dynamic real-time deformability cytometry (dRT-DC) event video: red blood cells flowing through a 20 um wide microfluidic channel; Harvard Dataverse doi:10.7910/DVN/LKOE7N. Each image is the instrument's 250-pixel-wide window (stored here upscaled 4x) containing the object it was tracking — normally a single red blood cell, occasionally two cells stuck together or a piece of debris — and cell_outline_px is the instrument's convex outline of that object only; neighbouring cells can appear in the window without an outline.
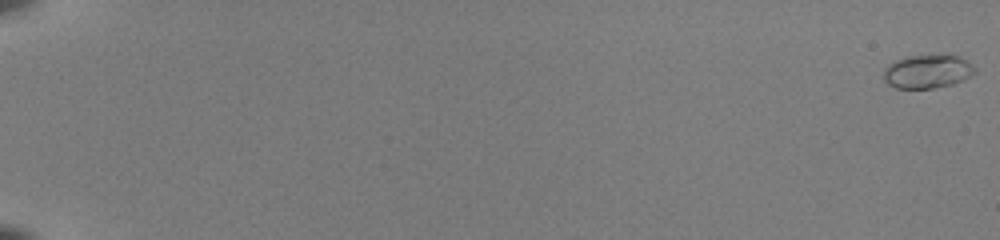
{"species": "common noctule bat (a hibernating species)", "species_latin": "Nyctalus noctula", "temperature_condition": "room temperature", "stored_images_in_passage": 53, "camera_frame_rate_fps": 3000, "um_per_image_px": 0.085, "animal": {"sex": "female", "body_mass_g": 22.0, "forearm_length_mm": 56.7}, "frame": {"image": 1, "passage_image": 1, "time_ms": 0.0, "image_size_px": [1000, 240], "cell_outline_px": [[976, 72], [964, 80], [952, 84], [932, 88], [896, 88], [888, 84], [884, 80], [884, 68], [888, 64], [904, 56], [956, 56], [964, 60], [976, 68]], "centroid_in_image_um": [78.8, 6.09], "position_along_channel_um": 6.2, "area_um2": 17.57}}
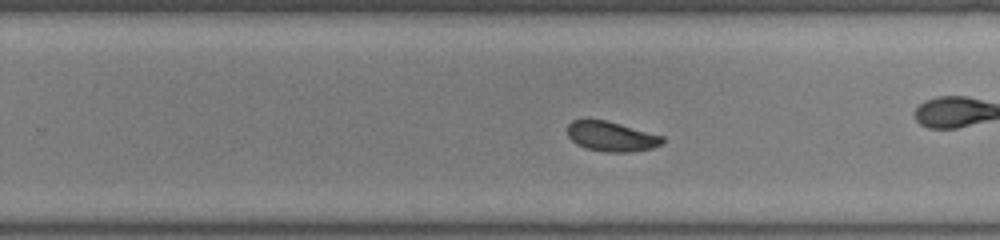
{"frame": {"image": 2, "passage_image": 36, "time_ms": 11.667, "image_size_px": [1000, 240], "cell_outline_px": [[664, 144], [652, 148], [632, 152], [604, 152], [584, 148], [576, 144], [568, 136], [568, 124], [572, 120], [604, 120], [620, 124], [664, 136]], "centroid_in_image_um": [51.98, 11.62], "position_along_channel_um": 277.8, "area_um2": 16.59}}
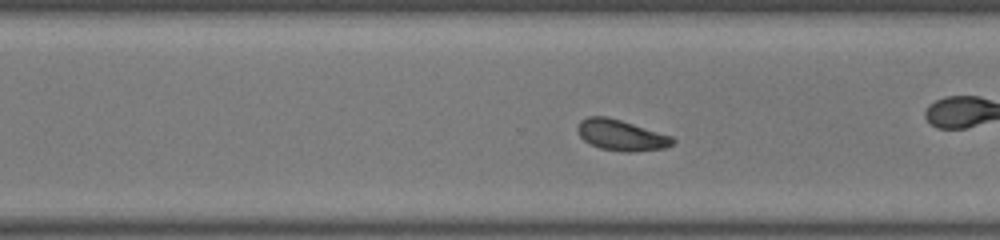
{"frame": {"image": 3, "passage_image": 39, "time_ms": 12.667, "image_size_px": [1000, 240], "cell_outline_px": [[676, 140], [672, 144], [664, 148], [632, 152], [624, 152], [600, 148], [588, 144], [580, 136], [576, 128], [580, 120], [588, 116], [608, 116], [672, 136]], "centroid_in_image_um": [52.77, 11.48], "position_along_channel_um": 317.8, "area_um2": 17.17}, "authors_computed_cell_mechanics": {"area_um2": 17.3978, "velocity_mm_per_s": 3.9799, "shape_relaxation_time_tau1_ms": 3.3487, "shape_relaxation_time_tau2_ms": 1.3979, "deformation_change_tau1": 0.1253, "deformation_change_tau2": 0.0645}}